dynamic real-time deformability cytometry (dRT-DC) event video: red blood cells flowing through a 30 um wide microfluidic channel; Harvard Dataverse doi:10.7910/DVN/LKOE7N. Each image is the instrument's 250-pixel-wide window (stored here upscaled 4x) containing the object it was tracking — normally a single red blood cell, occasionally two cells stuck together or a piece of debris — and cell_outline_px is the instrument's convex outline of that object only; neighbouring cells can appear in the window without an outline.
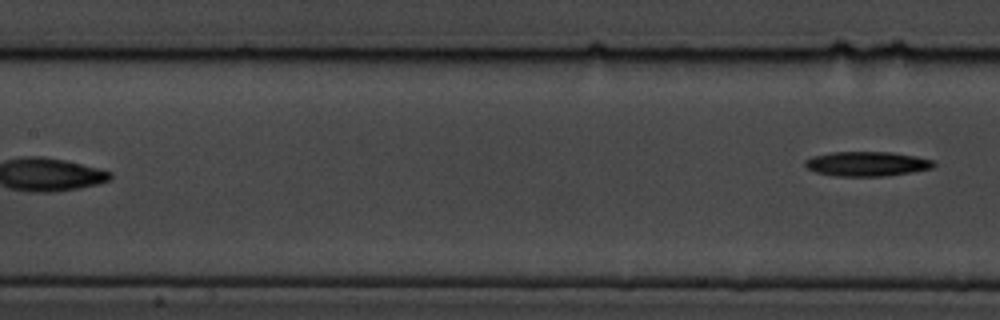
{"species": "common noctule bat (a hibernating species)", "species_latin": "Nyctalus noctula", "temperature_condition": "cold", "stored_images_in_passage": 8, "segment_of_instrument_passage": [2, 2], "camera_frame_rate_fps": 3000, "um_per_image_px": 0.085, "animal": {"sex": "male", "body_mass_g": 19.5, "forearm_length_mm": 54.6}, "frame": {"image": 1, "passage_image": 8, "time_ms": 9.0, "image_size_px": [1000, 320], "cell_outline_px": [[936, 164], [932, 168], [912, 172], [888, 176], [836, 176], [816, 172], [808, 168], [804, 164], [804, 160], [812, 156], [832, 152], [892, 152], [916, 156], [932, 160]], "centroid_in_image_um": [73.69, 13.92], "position_along_channel_um": 133.7, "area_um2": 18.5}}